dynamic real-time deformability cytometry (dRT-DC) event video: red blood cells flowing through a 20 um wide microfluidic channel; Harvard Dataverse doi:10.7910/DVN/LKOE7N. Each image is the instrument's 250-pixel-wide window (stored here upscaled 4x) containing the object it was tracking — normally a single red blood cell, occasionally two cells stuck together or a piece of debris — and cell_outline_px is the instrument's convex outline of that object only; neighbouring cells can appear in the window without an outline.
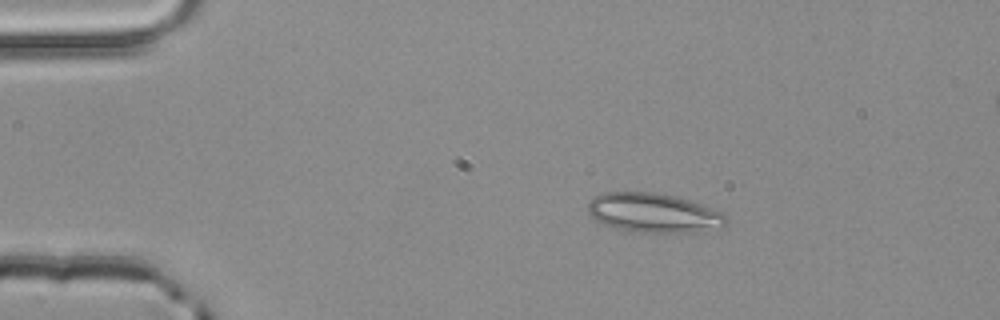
{"species": "common noctule bat (a hibernating species)", "species_latin": "Nyctalus noctula", "temperature_condition": "room temperature", "stored_images_in_passage": 2, "camera_frame_rate_fps": 3000, "um_per_image_px": 0.085, "animal": {"sex": "male", "body_mass_g": 20.4}, "frame": {"image": 1, "passage_image": 1, "time_ms": 0.0, "image_size_px": [1000, 320], "cell_outline_px": [[728, 224], [692, 232], [632, 232], [604, 224], [596, 220], [588, 212], [588, 204], [596, 196], [604, 192], [656, 192], [676, 196], [724, 212], [728, 216]], "centroid_in_image_um": [55.57, 18.08], "position_along_channel_um": 29.4, "area_um2": 31.44}}